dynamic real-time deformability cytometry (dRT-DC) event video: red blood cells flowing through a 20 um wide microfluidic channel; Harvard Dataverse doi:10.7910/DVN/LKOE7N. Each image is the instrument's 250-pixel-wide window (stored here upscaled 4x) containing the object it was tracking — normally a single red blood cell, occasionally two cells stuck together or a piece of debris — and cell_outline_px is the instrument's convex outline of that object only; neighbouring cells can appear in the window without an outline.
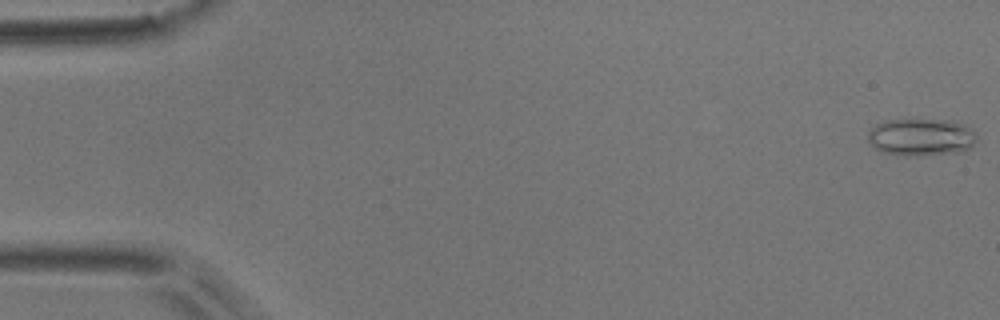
{"species": "common noctule bat (a hibernating species)", "species_latin": "Nyctalus noctula", "temperature_condition": "room temperature", "stored_images_in_passage": 5, "segment_of_instrument_passage": [2, 2], "camera_frame_rate_fps": 3000, "um_per_image_px": 0.085, "animal": {"sex": "male", "body_mass_g": 17.9}, "frame": {"image": 1, "passage_image": 5, "time_ms": 8.333, "image_size_px": [1000, 320], "cell_outline_px": [[976, 140], [972, 148], [960, 152], [916, 156], [904, 156], [880, 152], [868, 140], [868, 132], [876, 124], [884, 120], [948, 120], [960, 124], [976, 132]], "centroid_in_image_um": [78.29, 11.68], "position_along_channel_um": 6.7, "area_um2": 23.7}}